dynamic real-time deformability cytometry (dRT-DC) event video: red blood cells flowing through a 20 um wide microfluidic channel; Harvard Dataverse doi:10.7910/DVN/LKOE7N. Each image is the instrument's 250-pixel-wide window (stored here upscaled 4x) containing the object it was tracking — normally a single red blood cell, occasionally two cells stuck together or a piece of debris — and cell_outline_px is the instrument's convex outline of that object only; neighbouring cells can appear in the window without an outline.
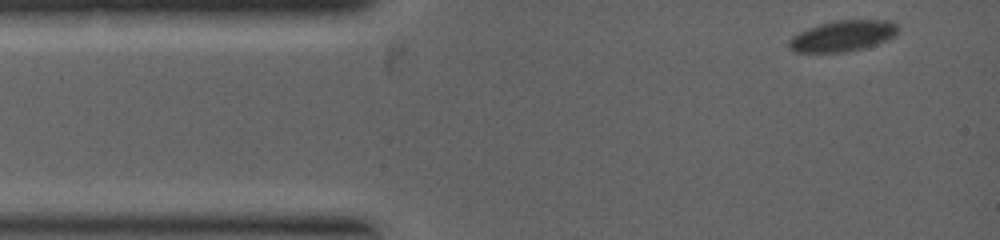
{"species": "common noctule bat (a hibernating species)", "species_latin": "Nyctalus noctula", "temperature_condition": "warm", "stored_images_in_passage": 13, "camera_frame_rate_fps": 5000, "um_per_image_px": 0.085, "animal": {"sex": "female", "body_mass_g": 19.0, "forearm_length_mm": 53.3}, "frame": {"image": 1, "passage_image": 1, "time_ms": 0.0, "image_size_px": [1000, 240], "cell_outline_px": [[896, 36], [860, 48], [844, 52], [796, 52], [788, 48], [788, 40], [800, 32], [808, 28], [820, 24], [836, 20], [888, 20], [896, 24]], "centroid_in_image_um": [71.58, 3.05], "position_along_channel_um": 13.4, "area_um2": 19.19}}
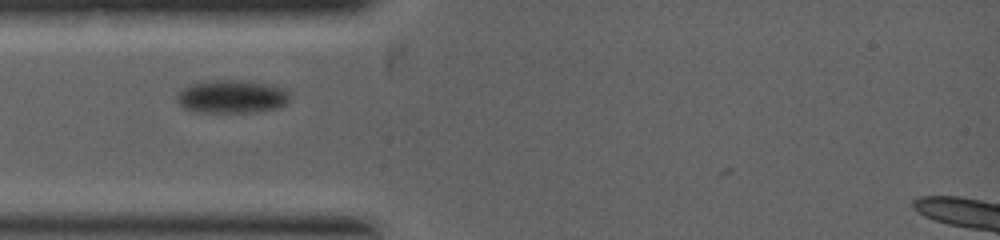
{"frame": {"image": 2, "passage_image": 8, "time_ms": 1.8, "image_size_px": [1000, 240], "cell_outline_px": [[292, 96], [280, 108], [260, 112], [200, 112], [184, 108], [176, 100], [176, 96], [184, 88], [192, 84], [212, 80], [240, 80], [272, 84], [284, 88]], "centroid_in_image_um": [19.77, 8.21], "position_along_channel_um": 65.2, "area_um2": 21.96}}
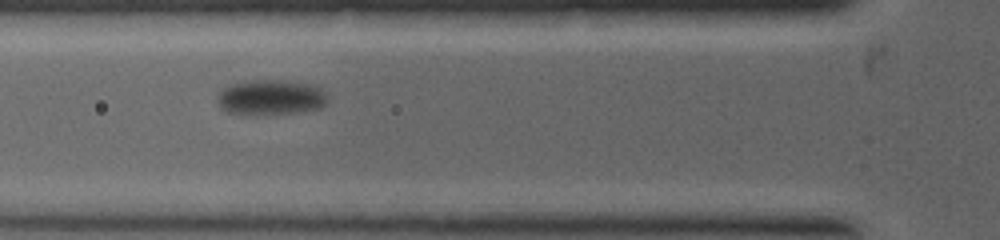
{"frame": {"image": 3, "passage_image": 12, "time_ms": 2.4, "image_size_px": [1000, 240], "cell_outline_px": [[328, 100], [320, 108], [292, 112], [224, 112], [220, 108], [216, 100], [220, 92], [224, 88], [232, 84], [248, 80], [280, 80], [308, 84], [320, 88], [328, 96]], "centroid_in_image_um": [23.0, 8.23], "position_along_channel_um": 102.8, "area_um2": 21.79}}